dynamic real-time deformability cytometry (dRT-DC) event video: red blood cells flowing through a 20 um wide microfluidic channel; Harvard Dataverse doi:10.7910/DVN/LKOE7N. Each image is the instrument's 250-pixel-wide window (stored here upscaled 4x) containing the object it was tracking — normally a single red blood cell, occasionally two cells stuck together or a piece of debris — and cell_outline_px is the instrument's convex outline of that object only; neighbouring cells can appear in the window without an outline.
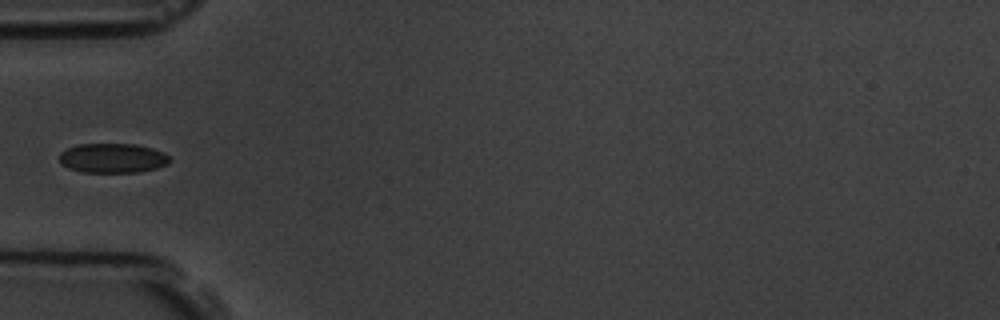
{"species": "common noctule bat (a hibernating species)", "species_latin": "Nyctalus noctula", "temperature_condition": "room temperature", "stored_images_in_passage": 5, "camera_frame_rate_fps": 3000, "um_per_image_px": 0.085, "animal": {"sex": "male", "body_mass_g": 19.5, "forearm_length_mm": 54.6}, "frame": {"image": 1, "passage_image": 5, "time_ms": 4.667, "image_size_px": [1000, 320], "cell_outline_px": [[172, 160], [168, 164], [156, 168], [140, 172], [80, 172], [68, 168], [60, 164], [60, 152], [76, 144], [136, 144], [152, 148], [164, 152]], "centroid_in_image_um": [9.57, 13.44], "position_along_channel_um": 75.4, "area_um2": 19.19}}